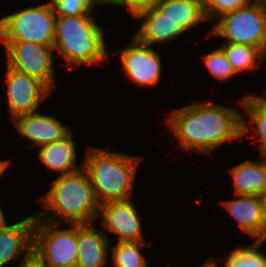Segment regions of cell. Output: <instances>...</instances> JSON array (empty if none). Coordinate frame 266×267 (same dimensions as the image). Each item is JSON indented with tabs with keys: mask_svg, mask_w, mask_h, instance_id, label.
<instances>
[{
	"mask_svg": "<svg viewBox=\"0 0 266 267\" xmlns=\"http://www.w3.org/2000/svg\"><path fill=\"white\" fill-rule=\"evenodd\" d=\"M165 120L182 151L210 155L228 141L242 139V112L210 100L174 108Z\"/></svg>",
	"mask_w": 266,
	"mask_h": 267,
	"instance_id": "6da1fadb",
	"label": "cell"
},
{
	"mask_svg": "<svg viewBox=\"0 0 266 267\" xmlns=\"http://www.w3.org/2000/svg\"><path fill=\"white\" fill-rule=\"evenodd\" d=\"M50 184L49 191L38 198L45 208L36 214L39 219L61 225L91 224L97 220L100 203L83 167L76 172L58 176ZM56 216L59 218L56 219Z\"/></svg>",
	"mask_w": 266,
	"mask_h": 267,
	"instance_id": "7a4b0ae2",
	"label": "cell"
},
{
	"mask_svg": "<svg viewBox=\"0 0 266 267\" xmlns=\"http://www.w3.org/2000/svg\"><path fill=\"white\" fill-rule=\"evenodd\" d=\"M83 168L89 175L98 202L132 199L141 156L89 146Z\"/></svg>",
	"mask_w": 266,
	"mask_h": 267,
	"instance_id": "3957f363",
	"label": "cell"
},
{
	"mask_svg": "<svg viewBox=\"0 0 266 267\" xmlns=\"http://www.w3.org/2000/svg\"><path fill=\"white\" fill-rule=\"evenodd\" d=\"M92 14L56 16L54 51L75 68L108 60L104 28Z\"/></svg>",
	"mask_w": 266,
	"mask_h": 267,
	"instance_id": "277c9868",
	"label": "cell"
},
{
	"mask_svg": "<svg viewBox=\"0 0 266 267\" xmlns=\"http://www.w3.org/2000/svg\"><path fill=\"white\" fill-rule=\"evenodd\" d=\"M56 16L51 1L7 14L0 19V41L35 42L54 47Z\"/></svg>",
	"mask_w": 266,
	"mask_h": 267,
	"instance_id": "5b68a950",
	"label": "cell"
},
{
	"mask_svg": "<svg viewBox=\"0 0 266 267\" xmlns=\"http://www.w3.org/2000/svg\"><path fill=\"white\" fill-rule=\"evenodd\" d=\"M207 34L208 37L224 38L223 42L259 48L266 55V12L251 1L221 15Z\"/></svg>",
	"mask_w": 266,
	"mask_h": 267,
	"instance_id": "8992f818",
	"label": "cell"
},
{
	"mask_svg": "<svg viewBox=\"0 0 266 267\" xmlns=\"http://www.w3.org/2000/svg\"><path fill=\"white\" fill-rule=\"evenodd\" d=\"M59 226L35 214L33 249L48 267H76L77 224H70L67 229H58Z\"/></svg>",
	"mask_w": 266,
	"mask_h": 267,
	"instance_id": "52a82bcc",
	"label": "cell"
},
{
	"mask_svg": "<svg viewBox=\"0 0 266 267\" xmlns=\"http://www.w3.org/2000/svg\"><path fill=\"white\" fill-rule=\"evenodd\" d=\"M7 66L43 82L52 92L56 85L54 47L35 42L0 41Z\"/></svg>",
	"mask_w": 266,
	"mask_h": 267,
	"instance_id": "ba28073f",
	"label": "cell"
},
{
	"mask_svg": "<svg viewBox=\"0 0 266 267\" xmlns=\"http://www.w3.org/2000/svg\"><path fill=\"white\" fill-rule=\"evenodd\" d=\"M119 54L126 77L141 87H157L162 76V57L153 46L139 42L134 36L125 47L110 51Z\"/></svg>",
	"mask_w": 266,
	"mask_h": 267,
	"instance_id": "9c48e42d",
	"label": "cell"
},
{
	"mask_svg": "<svg viewBox=\"0 0 266 267\" xmlns=\"http://www.w3.org/2000/svg\"><path fill=\"white\" fill-rule=\"evenodd\" d=\"M7 103L10 120L16 116L39 111L40 104L51 90L40 80L7 66Z\"/></svg>",
	"mask_w": 266,
	"mask_h": 267,
	"instance_id": "30bf717a",
	"label": "cell"
},
{
	"mask_svg": "<svg viewBox=\"0 0 266 267\" xmlns=\"http://www.w3.org/2000/svg\"><path fill=\"white\" fill-rule=\"evenodd\" d=\"M98 218L101 219V229L117 235V242L146 240L138 209L131 199L101 203Z\"/></svg>",
	"mask_w": 266,
	"mask_h": 267,
	"instance_id": "8fae6325",
	"label": "cell"
},
{
	"mask_svg": "<svg viewBox=\"0 0 266 267\" xmlns=\"http://www.w3.org/2000/svg\"><path fill=\"white\" fill-rule=\"evenodd\" d=\"M11 122L19 133L20 139L24 137L30 143L32 142L29 148H39L61 140L72 131L56 116L43 114L40 111L16 116Z\"/></svg>",
	"mask_w": 266,
	"mask_h": 267,
	"instance_id": "7c38bea8",
	"label": "cell"
},
{
	"mask_svg": "<svg viewBox=\"0 0 266 267\" xmlns=\"http://www.w3.org/2000/svg\"><path fill=\"white\" fill-rule=\"evenodd\" d=\"M133 20L140 21L139 28L133 36L139 42L150 46L167 44L186 34L179 23L166 17L156 6L138 13Z\"/></svg>",
	"mask_w": 266,
	"mask_h": 267,
	"instance_id": "4fadbf2b",
	"label": "cell"
},
{
	"mask_svg": "<svg viewBox=\"0 0 266 267\" xmlns=\"http://www.w3.org/2000/svg\"><path fill=\"white\" fill-rule=\"evenodd\" d=\"M234 198L220 203L227 210L244 233L254 239L266 240V222L261 199L254 195L233 194Z\"/></svg>",
	"mask_w": 266,
	"mask_h": 267,
	"instance_id": "5bb4252c",
	"label": "cell"
},
{
	"mask_svg": "<svg viewBox=\"0 0 266 267\" xmlns=\"http://www.w3.org/2000/svg\"><path fill=\"white\" fill-rule=\"evenodd\" d=\"M35 214L0 228V267L20 260L33 249Z\"/></svg>",
	"mask_w": 266,
	"mask_h": 267,
	"instance_id": "9a60e30c",
	"label": "cell"
},
{
	"mask_svg": "<svg viewBox=\"0 0 266 267\" xmlns=\"http://www.w3.org/2000/svg\"><path fill=\"white\" fill-rule=\"evenodd\" d=\"M110 237L91 224H77L76 267H109Z\"/></svg>",
	"mask_w": 266,
	"mask_h": 267,
	"instance_id": "2e32d148",
	"label": "cell"
},
{
	"mask_svg": "<svg viewBox=\"0 0 266 267\" xmlns=\"http://www.w3.org/2000/svg\"><path fill=\"white\" fill-rule=\"evenodd\" d=\"M76 141L72 131L63 139L38 148V159L46 169L58 172L59 176L78 171L83 165H77Z\"/></svg>",
	"mask_w": 266,
	"mask_h": 267,
	"instance_id": "e0dca14e",
	"label": "cell"
},
{
	"mask_svg": "<svg viewBox=\"0 0 266 267\" xmlns=\"http://www.w3.org/2000/svg\"><path fill=\"white\" fill-rule=\"evenodd\" d=\"M259 160L247 159L229 168L233 181V193L259 196L266 187V156L258 155Z\"/></svg>",
	"mask_w": 266,
	"mask_h": 267,
	"instance_id": "ac0fdd59",
	"label": "cell"
},
{
	"mask_svg": "<svg viewBox=\"0 0 266 267\" xmlns=\"http://www.w3.org/2000/svg\"><path fill=\"white\" fill-rule=\"evenodd\" d=\"M240 108L250 118L249 124L245 114H242V137H248L251 131L260 144L258 146L260 156H266V97L254 94L246 95L239 102ZM256 134V135H255Z\"/></svg>",
	"mask_w": 266,
	"mask_h": 267,
	"instance_id": "d6986e66",
	"label": "cell"
},
{
	"mask_svg": "<svg viewBox=\"0 0 266 267\" xmlns=\"http://www.w3.org/2000/svg\"><path fill=\"white\" fill-rule=\"evenodd\" d=\"M156 7L166 17L179 23L186 32L198 24L208 22L203 0H159Z\"/></svg>",
	"mask_w": 266,
	"mask_h": 267,
	"instance_id": "ffe728a7",
	"label": "cell"
},
{
	"mask_svg": "<svg viewBox=\"0 0 266 267\" xmlns=\"http://www.w3.org/2000/svg\"><path fill=\"white\" fill-rule=\"evenodd\" d=\"M255 242L245 247H237L229 251L223 261L224 267H266V254L260 249L266 240L255 239ZM260 249V250H259ZM210 267H219L221 257H210L207 260Z\"/></svg>",
	"mask_w": 266,
	"mask_h": 267,
	"instance_id": "44dd1931",
	"label": "cell"
},
{
	"mask_svg": "<svg viewBox=\"0 0 266 267\" xmlns=\"http://www.w3.org/2000/svg\"><path fill=\"white\" fill-rule=\"evenodd\" d=\"M220 47L227 60L231 63L233 69L238 74L241 71H251L260 69L259 61H265L266 55L259 49L253 46L222 42Z\"/></svg>",
	"mask_w": 266,
	"mask_h": 267,
	"instance_id": "7402d4cb",
	"label": "cell"
},
{
	"mask_svg": "<svg viewBox=\"0 0 266 267\" xmlns=\"http://www.w3.org/2000/svg\"><path fill=\"white\" fill-rule=\"evenodd\" d=\"M147 243V244H146ZM152 246L151 242H116L110 247L111 263L114 267H145L148 264L146 255L143 254L144 247Z\"/></svg>",
	"mask_w": 266,
	"mask_h": 267,
	"instance_id": "603a6c76",
	"label": "cell"
},
{
	"mask_svg": "<svg viewBox=\"0 0 266 267\" xmlns=\"http://www.w3.org/2000/svg\"><path fill=\"white\" fill-rule=\"evenodd\" d=\"M208 72L221 83L237 75L231 63L227 60L224 51L217 47L201 56Z\"/></svg>",
	"mask_w": 266,
	"mask_h": 267,
	"instance_id": "cb8c5ba5",
	"label": "cell"
},
{
	"mask_svg": "<svg viewBox=\"0 0 266 267\" xmlns=\"http://www.w3.org/2000/svg\"><path fill=\"white\" fill-rule=\"evenodd\" d=\"M54 6L56 15L79 16L92 14L94 7L102 6L100 0H50Z\"/></svg>",
	"mask_w": 266,
	"mask_h": 267,
	"instance_id": "d4e9b609",
	"label": "cell"
},
{
	"mask_svg": "<svg viewBox=\"0 0 266 267\" xmlns=\"http://www.w3.org/2000/svg\"><path fill=\"white\" fill-rule=\"evenodd\" d=\"M252 0H203L204 11L208 22L212 23L221 15L244 7Z\"/></svg>",
	"mask_w": 266,
	"mask_h": 267,
	"instance_id": "484cf974",
	"label": "cell"
},
{
	"mask_svg": "<svg viewBox=\"0 0 266 267\" xmlns=\"http://www.w3.org/2000/svg\"><path fill=\"white\" fill-rule=\"evenodd\" d=\"M158 2L159 0H106L103 5L127 8L129 16L133 19L138 13L156 6Z\"/></svg>",
	"mask_w": 266,
	"mask_h": 267,
	"instance_id": "4316f807",
	"label": "cell"
},
{
	"mask_svg": "<svg viewBox=\"0 0 266 267\" xmlns=\"http://www.w3.org/2000/svg\"><path fill=\"white\" fill-rule=\"evenodd\" d=\"M17 267H48L43 259L32 249L26 256H24Z\"/></svg>",
	"mask_w": 266,
	"mask_h": 267,
	"instance_id": "83f0119b",
	"label": "cell"
},
{
	"mask_svg": "<svg viewBox=\"0 0 266 267\" xmlns=\"http://www.w3.org/2000/svg\"><path fill=\"white\" fill-rule=\"evenodd\" d=\"M259 197L261 199V204H262V208H263L264 218H265V222H266V187L261 192V194L259 195Z\"/></svg>",
	"mask_w": 266,
	"mask_h": 267,
	"instance_id": "f1b7e54d",
	"label": "cell"
},
{
	"mask_svg": "<svg viewBox=\"0 0 266 267\" xmlns=\"http://www.w3.org/2000/svg\"><path fill=\"white\" fill-rule=\"evenodd\" d=\"M11 162L10 160H0V175H2L8 168V166H10Z\"/></svg>",
	"mask_w": 266,
	"mask_h": 267,
	"instance_id": "f546056e",
	"label": "cell"
},
{
	"mask_svg": "<svg viewBox=\"0 0 266 267\" xmlns=\"http://www.w3.org/2000/svg\"><path fill=\"white\" fill-rule=\"evenodd\" d=\"M7 219L4 216V211L2 206L0 205V228L4 227L7 224Z\"/></svg>",
	"mask_w": 266,
	"mask_h": 267,
	"instance_id": "4dcf8cb0",
	"label": "cell"
},
{
	"mask_svg": "<svg viewBox=\"0 0 266 267\" xmlns=\"http://www.w3.org/2000/svg\"><path fill=\"white\" fill-rule=\"evenodd\" d=\"M257 3L266 12V0H252Z\"/></svg>",
	"mask_w": 266,
	"mask_h": 267,
	"instance_id": "1f68e13d",
	"label": "cell"
},
{
	"mask_svg": "<svg viewBox=\"0 0 266 267\" xmlns=\"http://www.w3.org/2000/svg\"><path fill=\"white\" fill-rule=\"evenodd\" d=\"M200 267H210V266L207 264V261H205Z\"/></svg>",
	"mask_w": 266,
	"mask_h": 267,
	"instance_id": "d6a6232c",
	"label": "cell"
}]
</instances>
